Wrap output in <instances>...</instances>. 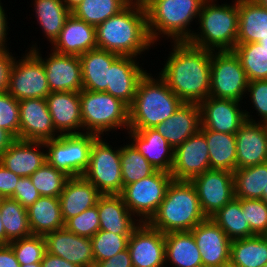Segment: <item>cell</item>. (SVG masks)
<instances>
[{
	"instance_id": "1",
	"label": "cell",
	"mask_w": 267,
	"mask_h": 267,
	"mask_svg": "<svg viewBox=\"0 0 267 267\" xmlns=\"http://www.w3.org/2000/svg\"><path fill=\"white\" fill-rule=\"evenodd\" d=\"M174 52L159 74L184 103L199 104L210 95L212 51L174 42Z\"/></svg>"
},
{
	"instance_id": "2",
	"label": "cell",
	"mask_w": 267,
	"mask_h": 267,
	"mask_svg": "<svg viewBox=\"0 0 267 267\" xmlns=\"http://www.w3.org/2000/svg\"><path fill=\"white\" fill-rule=\"evenodd\" d=\"M97 48L120 56L136 57L151 44L144 5L128 4L96 27Z\"/></svg>"
},
{
	"instance_id": "3",
	"label": "cell",
	"mask_w": 267,
	"mask_h": 267,
	"mask_svg": "<svg viewBox=\"0 0 267 267\" xmlns=\"http://www.w3.org/2000/svg\"><path fill=\"white\" fill-rule=\"evenodd\" d=\"M205 219L193 184L187 180H172L165 198L147 223L166 234L191 231Z\"/></svg>"
},
{
	"instance_id": "4",
	"label": "cell",
	"mask_w": 267,
	"mask_h": 267,
	"mask_svg": "<svg viewBox=\"0 0 267 267\" xmlns=\"http://www.w3.org/2000/svg\"><path fill=\"white\" fill-rule=\"evenodd\" d=\"M157 80L147 72L139 80L134 101L129 107L128 130L154 128L184 103L160 76Z\"/></svg>"
},
{
	"instance_id": "5",
	"label": "cell",
	"mask_w": 267,
	"mask_h": 267,
	"mask_svg": "<svg viewBox=\"0 0 267 267\" xmlns=\"http://www.w3.org/2000/svg\"><path fill=\"white\" fill-rule=\"evenodd\" d=\"M211 2V3H210ZM213 0H205L199 13L200 33H193L189 43L211 51L233 50L238 37V0L230 6L216 5Z\"/></svg>"
},
{
	"instance_id": "6",
	"label": "cell",
	"mask_w": 267,
	"mask_h": 267,
	"mask_svg": "<svg viewBox=\"0 0 267 267\" xmlns=\"http://www.w3.org/2000/svg\"><path fill=\"white\" fill-rule=\"evenodd\" d=\"M204 1L149 0L144 6L152 42H156L160 34L172 38L174 42L189 41L193 33H190L191 30L189 31L187 26L189 27L193 18L199 16Z\"/></svg>"
},
{
	"instance_id": "7",
	"label": "cell",
	"mask_w": 267,
	"mask_h": 267,
	"mask_svg": "<svg viewBox=\"0 0 267 267\" xmlns=\"http://www.w3.org/2000/svg\"><path fill=\"white\" fill-rule=\"evenodd\" d=\"M80 108L83 128L88 134L100 137L112 128H129V107L109 93L82 90Z\"/></svg>"
},
{
	"instance_id": "8",
	"label": "cell",
	"mask_w": 267,
	"mask_h": 267,
	"mask_svg": "<svg viewBox=\"0 0 267 267\" xmlns=\"http://www.w3.org/2000/svg\"><path fill=\"white\" fill-rule=\"evenodd\" d=\"M97 137L88 133L65 134L44 141L48 148L46 161L69 177L82 176L88 168L91 146Z\"/></svg>"
},
{
	"instance_id": "9",
	"label": "cell",
	"mask_w": 267,
	"mask_h": 267,
	"mask_svg": "<svg viewBox=\"0 0 267 267\" xmlns=\"http://www.w3.org/2000/svg\"><path fill=\"white\" fill-rule=\"evenodd\" d=\"M121 147L112 150L111 145L97 137L90 150L89 165L82 175L102 195L120 194L123 190L121 176Z\"/></svg>"
},
{
	"instance_id": "10",
	"label": "cell",
	"mask_w": 267,
	"mask_h": 267,
	"mask_svg": "<svg viewBox=\"0 0 267 267\" xmlns=\"http://www.w3.org/2000/svg\"><path fill=\"white\" fill-rule=\"evenodd\" d=\"M172 180L170 173L157 170L149 177L124 186L119 195L133 215L143 216L139 222H148L165 198Z\"/></svg>"
},
{
	"instance_id": "11",
	"label": "cell",
	"mask_w": 267,
	"mask_h": 267,
	"mask_svg": "<svg viewBox=\"0 0 267 267\" xmlns=\"http://www.w3.org/2000/svg\"><path fill=\"white\" fill-rule=\"evenodd\" d=\"M248 82L241 62L233 50L212 51L209 96L240 102L247 91Z\"/></svg>"
},
{
	"instance_id": "12",
	"label": "cell",
	"mask_w": 267,
	"mask_h": 267,
	"mask_svg": "<svg viewBox=\"0 0 267 267\" xmlns=\"http://www.w3.org/2000/svg\"><path fill=\"white\" fill-rule=\"evenodd\" d=\"M24 59H14L7 92L16 100L44 98L51 93L41 60L30 50Z\"/></svg>"
},
{
	"instance_id": "13",
	"label": "cell",
	"mask_w": 267,
	"mask_h": 267,
	"mask_svg": "<svg viewBox=\"0 0 267 267\" xmlns=\"http://www.w3.org/2000/svg\"><path fill=\"white\" fill-rule=\"evenodd\" d=\"M190 182L196 189L206 218H210L235 198L233 172L209 169L193 177Z\"/></svg>"
},
{
	"instance_id": "14",
	"label": "cell",
	"mask_w": 267,
	"mask_h": 267,
	"mask_svg": "<svg viewBox=\"0 0 267 267\" xmlns=\"http://www.w3.org/2000/svg\"><path fill=\"white\" fill-rule=\"evenodd\" d=\"M42 62L50 92H77L83 90L81 62L79 56L61 54L53 50L48 59L43 60L38 49H30Z\"/></svg>"
},
{
	"instance_id": "15",
	"label": "cell",
	"mask_w": 267,
	"mask_h": 267,
	"mask_svg": "<svg viewBox=\"0 0 267 267\" xmlns=\"http://www.w3.org/2000/svg\"><path fill=\"white\" fill-rule=\"evenodd\" d=\"M133 267H163L165 261V234L140 222L128 241Z\"/></svg>"
},
{
	"instance_id": "16",
	"label": "cell",
	"mask_w": 267,
	"mask_h": 267,
	"mask_svg": "<svg viewBox=\"0 0 267 267\" xmlns=\"http://www.w3.org/2000/svg\"><path fill=\"white\" fill-rule=\"evenodd\" d=\"M209 169L207 141L200 130L174 149V161L170 173L173 180L190 181Z\"/></svg>"
},
{
	"instance_id": "17",
	"label": "cell",
	"mask_w": 267,
	"mask_h": 267,
	"mask_svg": "<svg viewBox=\"0 0 267 267\" xmlns=\"http://www.w3.org/2000/svg\"><path fill=\"white\" fill-rule=\"evenodd\" d=\"M19 117V140L44 142L59 136L44 98L20 100Z\"/></svg>"
},
{
	"instance_id": "18",
	"label": "cell",
	"mask_w": 267,
	"mask_h": 267,
	"mask_svg": "<svg viewBox=\"0 0 267 267\" xmlns=\"http://www.w3.org/2000/svg\"><path fill=\"white\" fill-rule=\"evenodd\" d=\"M191 232L200 250L203 267L230 263L231 240L211 218L197 224Z\"/></svg>"
},
{
	"instance_id": "19",
	"label": "cell",
	"mask_w": 267,
	"mask_h": 267,
	"mask_svg": "<svg viewBox=\"0 0 267 267\" xmlns=\"http://www.w3.org/2000/svg\"><path fill=\"white\" fill-rule=\"evenodd\" d=\"M201 127L220 133L235 134L246 121L239 101L209 96L199 104Z\"/></svg>"
},
{
	"instance_id": "20",
	"label": "cell",
	"mask_w": 267,
	"mask_h": 267,
	"mask_svg": "<svg viewBox=\"0 0 267 267\" xmlns=\"http://www.w3.org/2000/svg\"><path fill=\"white\" fill-rule=\"evenodd\" d=\"M245 112L246 121L235 133L237 169L267 162V135L264 124L250 119Z\"/></svg>"
},
{
	"instance_id": "21",
	"label": "cell",
	"mask_w": 267,
	"mask_h": 267,
	"mask_svg": "<svg viewBox=\"0 0 267 267\" xmlns=\"http://www.w3.org/2000/svg\"><path fill=\"white\" fill-rule=\"evenodd\" d=\"M44 237L49 254L59 256L79 267H94L91 238L76 235L65 227Z\"/></svg>"
},
{
	"instance_id": "22",
	"label": "cell",
	"mask_w": 267,
	"mask_h": 267,
	"mask_svg": "<svg viewBox=\"0 0 267 267\" xmlns=\"http://www.w3.org/2000/svg\"><path fill=\"white\" fill-rule=\"evenodd\" d=\"M131 56H119L109 68L106 93L121 100L128 107L134 101L139 80L146 74Z\"/></svg>"
},
{
	"instance_id": "23",
	"label": "cell",
	"mask_w": 267,
	"mask_h": 267,
	"mask_svg": "<svg viewBox=\"0 0 267 267\" xmlns=\"http://www.w3.org/2000/svg\"><path fill=\"white\" fill-rule=\"evenodd\" d=\"M201 127L200 107L197 103H183L175 113L154 129L177 148L190 136L196 134Z\"/></svg>"
},
{
	"instance_id": "24",
	"label": "cell",
	"mask_w": 267,
	"mask_h": 267,
	"mask_svg": "<svg viewBox=\"0 0 267 267\" xmlns=\"http://www.w3.org/2000/svg\"><path fill=\"white\" fill-rule=\"evenodd\" d=\"M53 44L58 53L80 57L97 49L96 28L71 13Z\"/></svg>"
},
{
	"instance_id": "25",
	"label": "cell",
	"mask_w": 267,
	"mask_h": 267,
	"mask_svg": "<svg viewBox=\"0 0 267 267\" xmlns=\"http://www.w3.org/2000/svg\"><path fill=\"white\" fill-rule=\"evenodd\" d=\"M46 101L55 130H58L60 135L83 134L75 131L81 127L83 129L80 93L51 92Z\"/></svg>"
},
{
	"instance_id": "26",
	"label": "cell",
	"mask_w": 267,
	"mask_h": 267,
	"mask_svg": "<svg viewBox=\"0 0 267 267\" xmlns=\"http://www.w3.org/2000/svg\"><path fill=\"white\" fill-rule=\"evenodd\" d=\"M44 146L42 141L16 139L0 156V162L16 175L30 177L46 162V153L36 149Z\"/></svg>"
},
{
	"instance_id": "27",
	"label": "cell",
	"mask_w": 267,
	"mask_h": 267,
	"mask_svg": "<svg viewBox=\"0 0 267 267\" xmlns=\"http://www.w3.org/2000/svg\"><path fill=\"white\" fill-rule=\"evenodd\" d=\"M102 194L83 176L70 177L59 196L64 222L97 205Z\"/></svg>"
},
{
	"instance_id": "28",
	"label": "cell",
	"mask_w": 267,
	"mask_h": 267,
	"mask_svg": "<svg viewBox=\"0 0 267 267\" xmlns=\"http://www.w3.org/2000/svg\"><path fill=\"white\" fill-rule=\"evenodd\" d=\"M132 145L156 168L171 173L174 161V149L154 128L128 131ZM131 132V133H130ZM170 153V154H169Z\"/></svg>"
},
{
	"instance_id": "29",
	"label": "cell",
	"mask_w": 267,
	"mask_h": 267,
	"mask_svg": "<svg viewBox=\"0 0 267 267\" xmlns=\"http://www.w3.org/2000/svg\"><path fill=\"white\" fill-rule=\"evenodd\" d=\"M98 215L100 220L99 230L115 234H132L138 226L133 220V215L119 194L102 195L98 202Z\"/></svg>"
},
{
	"instance_id": "30",
	"label": "cell",
	"mask_w": 267,
	"mask_h": 267,
	"mask_svg": "<svg viewBox=\"0 0 267 267\" xmlns=\"http://www.w3.org/2000/svg\"><path fill=\"white\" fill-rule=\"evenodd\" d=\"M120 55L101 49L83 53L81 62L83 90L106 92L109 68Z\"/></svg>"
},
{
	"instance_id": "31",
	"label": "cell",
	"mask_w": 267,
	"mask_h": 267,
	"mask_svg": "<svg viewBox=\"0 0 267 267\" xmlns=\"http://www.w3.org/2000/svg\"><path fill=\"white\" fill-rule=\"evenodd\" d=\"M237 44L259 42L267 37V8L256 0H238Z\"/></svg>"
},
{
	"instance_id": "32",
	"label": "cell",
	"mask_w": 267,
	"mask_h": 267,
	"mask_svg": "<svg viewBox=\"0 0 267 267\" xmlns=\"http://www.w3.org/2000/svg\"><path fill=\"white\" fill-rule=\"evenodd\" d=\"M27 213L33 235L45 236L65 227L59 197L40 196L27 208Z\"/></svg>"
},
{
	"instance_id": "33",
	"label": "cell",
	"mask_w": 267,
	"mask_h": 267,
	"mask_svg": "<svg viewBox=\"0 0 267 267\" xmlns=\"http://www.w3.org/2000/svg\"><path fill=\"white\" fill-rule=\"evenodd\" d=\"M199 251L191 231L165 234V261L174 267H203Z\"/></svg>"
},
{
	"instance_id": "34",
	"label": "cell",
	"mask_w": 267,
	"mask_h": 267,
	"mask_svg": "<svg viewBox=\"0 0 267 267\" xmlns=\"http://www.w3.org/2000/svg\"><path fill=\"white\" fill-rule=\"evenodd\" d=\"M205 135L210 169L234 172L237 169L236 136L200 128Z\"/></svg>"
},
{
	"instance_id": "35",
	"label": "cell",
	"mask_w": 267,
	"mask_h": 267,
	"mask_svg": "<svg viewBox=\"0 0 267 267\" xmlns=\"http://www.w3.org/2000/svg\"><path fill=\"white\" fill-rule=\"evenodd\" d=\"M230 263L234 267H262L267 263V236L254 235L231 241Z\"/></svg>"
},
{
	"instance_id": "36",
	"label": "cell",
	"mask_w": 267,
	"mask_h": 267,
	"mask_svg": "<svg viewBox=\"0 0 267 267\" xmlns=\"http://www.w3.org/2000/svg\"><path fill=\"white\" fill-rule=\"evenodd\" d=\"M235 198L262 199L267 191V162L233 172Z\"/></svg>"
},
{
	"instance_id": "37",
	"label": "cell",
	"mask_w": 267,
	"mask_h": 267,
	"mask_svg": "<svg viewBox=\"0 0 267 267\" xmlns=\"http://www.w3.org/2000/svg\"><path fill=\"white\" fill-rule=\"evenodd\" d=\"M0 213L7 245L12 241L32 235L27 208L21 203L12 198H1Z\"/></svg>"
},
{
	"instance_id": "38",
	"label": "cell",
	"mask_w": 267,
	"mask_h": 267,
	"mask_svg": "<svg viewBox=\"0 0 267 267\" xmlns=\"http://www.w3.org/2000/svg\"><path fill=\"white\" fill-rule=\"evenodd\" d=\"M229 237V239H243L254 236L242 211L241 202L234 198L223 208L210 217Z\"/></svg>"
},
{
	"instance_id": "39",
	"label": "cell",
	"mask_w": 267,
	"mask_h": 267,
	"mask_svg": "<svg viewBox=\"0 0 267 267\" xmlns=\"http://www.w3.org/2000/svg\"><path fill=\"white\" fill-rule=\"evenodd\" d=\"M36 18L51 43L59 36L71 12L63 0H35Z\"/></svg>"
},
{
	"instance_id": "40",
	"label": "cell",
	"mask_w": 267,
	"mask_h": 267,
	"mask_svg": "<svg viewBox=\"0 0 267 267\" xmlns=\"http://www.w3.org/2000/svg\"><path fill=\"white\" fill-rule=\"evenodd\" d=\"M248 81L267 80V49L258 42L236 44L233 49Z\"/></svg>"
},
{
	"instance_id": "41",
	"label": "cell",
	"mask_w": 267,
	"mask_h": 267,
	"mask_svg": "<svg viewBox=\"0 0 267 267\" xmlns=\"http://www.w3.org/2000/svg\"><path fill=\"white\" fill-rule=\"evenodd\" d=\"M128 4L126 0H83L71 13L96 27L118 14Z\"/></svg>"
},
{
	"instance_id": "42",
	"label": "cell",
	"mask_w": 267,
	"mask_h": 267,
	"mask_svg": "<svg viewBox=\"0 0 267 267\" xmlns=\"http://www.w3.org/2000/svg\"><path fill=\"white\" fill-rule=\"evenodd\" d=\"M120 161L123 187L157 171L132 144L121 148Z\"/></svg>"
},
{
	"instance_id": "43",
	"label": "cell",
	"mask_w": 267,
	"mask_h": 267,
	"mask_svg": "<svg viewBox=\"0 0 267 267\" xmlns=\"http://www.w3.org/2000/svg\"><path fill=\"white\" fill-rule=\"evenodd\" d=\"M69 178L47 161L30 176L39 194L47 197H59Z\"/></svg>"
},
{
	"instance_id": "44",
	"label": "cell",
	"mask_w": 267,
	"mask_h": 267,
	"mask_svg": "<svg viewBox=\"0 0 267 267\" xmlns=\"http://www.w3.org/2000/svg\"><path fill=\"white\" fill-rule=\"evenodd\" d=\"M130 235L99 230L91 237L95 263L110 259L119 252L127 249Z\"/></svg>"
},
{
	"instance_id": "45",
	"label": "cell",
	"mask_w": 267,
	"mask_h": 267,
	"mask_svg": "<svg viewBox=\"0 0 267 267\" xmlns=\"http://www.w3.org/2000/svg\"><path fill=\"white\" fill-rule=\"evenodd\" d=\"M16 256L20 265L33 264L41 262L46 250V241L44 236L31 235L8 244Z\"/></svg>"
},
{
	"instance_id": "46",
	"label": "cell",
	"mask_w": 267,
	"mask_h": 267,
	"mask_svg": "<svg viewBox=\"0 0 267 267\" xmlns=\"http://www.w3.org/2000/svg\"><path fill=\"white\" fill-rule=\"evenodd\" d=\"M242 211L255 235L267 236V204L262 199H241Z\"/></svg>"
},
{
	"instance_id": "47",
	"label": "cell",
	"mask_w": 267,
	"mask_h": 267,
	"mask_svg": "<svg viewBox=\"0 0 267 267\" xmlns=\"http://www.w3.org/2000/svg\"><path fill=\"white\" fill-rule=\"evenodd\" d=\"M65 228L76 235L91 238L100 228L98 206L83 211L65 222Z\"/></svg>"
},
{
	"instance_id": "48",
	"label": "cell",
	"mask_w": 267,
	"mask_h": 267,
	"mask_svg": "<svg viewBox=\"0 0 267 267\" xmlns=\"http://www.w3.org/2000/svg\"><path fill=\"white\" fill-rule=\"evenodd\" d=\"M19 101L7 91L0 93V128L19 139Z\"/></svg>"
},
{
	"instance_id": "49",
	"label": "cell",
	"mask_w": 267,
	"mask_h": 267,
	"mask_svg": "<svg viewBox=\"0 0 267 267\" xmlns=\"http://www.w3.org/2000/svg\"><path fill=\"white\" fill-rule=\"evenodd\" d=\"M248 92H250L251 101L257 110L258 116L261 115L263 120L261 123L267 121V80L249 81Z\"/></svg>"
},
{
	"instance_id": "50",
	"label": "cell",
	"mask_w": 267,
	"mask_h": 267,
	"mask_svg": "<svg viewBox=\"0 0 267 267\" xmlns=\"http://www.w3.org/2000/svg\"><path fill=\"white\" fill-rule=\"evenodd\" d=\"M41 195L33 185L30 177H20L16 184L12 199L21 203L25 208L32 205Z\"/></svg>"
},
{
	"instance_id": "51",
	"label": "cell",
	"mask_w": 267,
	"mask_h": 267,
	"mask_svg": "<svg viewBox=\"0 0 267 267\" xmlns=\"http://www.w3.org/2000/svg\"><path fill=\"white\" fill-rule=\"evenodd\" d=\"M20 176L16 175L12 171H9L0 162V197L1 198H12L15 192V187L19 181Z\"/></svg>"
},
{
	"instance_id": "52",
	"label": "cell",
	"mask_w": 267,
	"mask_h": 267,
	"mask_svg": "<svg viewBox=\"0 0 267 267\" xmlns=\"http://www.w3.org/2000/svg\"><path fill=\"white\" fill-rule=\"evenodd\" d=\"M14 62V57L8 50L0 51V93L7 91L9 73Z\"/></svg>"
},
{
	"instance_id": "53",
	"label": "cell",
	"mask_w": 267,
	"mask_h": 267,
	"mask_svg": "<svg viewBox=\"0 0 267 267\" xmlns=\"http://www.w3.org/2000/svg\"><path fill=\"white\" fill-rule=\"evenodd\" d=\"M94 267H133L130 252L127 249L119 252L110 259L95 263Z\"/></svg>"
},
{
	"instance_id": "54",
	"label": "cell",
	"mask_w": 267,
	"mask_h": 267,
	"mask_svg": "<svg viewBox=\"0 0 267 267\" xmlns=\"http://www.w3.org/2000/svg\"><path fill=\"white\" fill-rule=\"evenodd\" d=\"M0 267H21L9 245H0Z\"/></svg>"
},
{
	"instance_id": "55",
	"label": "cell",
	"mask_w": 267,
	"mask_h": 267,
	"mask_svg": "<svg viewBox=\"0 0 267 267\" xmlns=\"http://www.w3.org/2000/svg\"><path fill=\"white\" fill-rule=\"evenodd\" d=\"M41 267H79V266L72 264L59 256L49 254L48 252H46L41 261Z\"/></svg>"
},
{
	"instance_id": "56",
	"label": "cell",
	"mask_w": 267,
	"mask_h": 267,
	"mask_svg": "<svg viewBox=\"0 0 267 267\" xmlns=\"http://www.w3.org/2000/svg\"><path fill=\"white\" fill-rule=\"evenodd\" d=\"M5 13H4V10H3V7L1 6V3H0V51H5L7 50L6 47H5V43H6V31L8 29L7 27V19L5 17ZM7 28V29H6Z\"/></svg>"
},
{
	"instance_id": "57",
	"label": "cell",
	"mask_w": 267,
	"mask_h": 267,
	"mask_svg": "<svg viewBox=\"0 0 267 267\" xmlns=\"http://www.w3.org/2000/svg\"><path fill=\"white\" fill-rule=\"evenodd\" d=\"M16 138L7 130L0 128V156L7 150Z\"/></svg>"
},
{
	"instance_id": "58",
	"label": "cell",
	"mask_w": 267,
	"mask_h": 267,
	"mask_svg": "<svg viewBox=\"0 0 267 267\" xmlns=\"http://www.w3.org/2000/svg\"><path fill=\"white\" fill-rule=\"evenodd\" d=\"M63 1L70 12H72L79 4L83 2V0H63Z\"/></svg>"
},
{
	"instance_id": "59",
	"label": "cell",
	"mask_w": 267,
	"mask_h": 267,
	"mask_svg": "<svg viewBox=\"0 0 267 267\" xmlns=\"http://www.w3.org/2000/svg\"><path fill=\"white\" fill-rule=\"evenodd\" d=\"M0 245H7V237L1 221V213H0Z\"/></svg>"
},
{
	"instance_id": "60",
	"label": "cell",
	"mask_w": 267,
	"mask_h": 267,
	"mask_svg": "<svg viewBox=\"0 0 267 267\" xmlns=\"http://www.w3.org/2000/svg\"><path fill=\"white\" fill-rule=\"evenodd\" d=\"M129 4H141L145 5L149 0H126Z\"/></svg>"
},
{
	"instance_id": "61",
	"label": "cell",
	"mask_w": 267,
	"mask_h": 267,
	"mask_svg": "<svg viewBox=\"0 0 267 267\" xmlns=\"http://www.w3.org/2000/svg\"><path fill=\"white\" fill-rule=\"evenodd\" d=\"M21 267H41V262H36V263H33V264L21 265Z\"/></svg>"
},
{
	"instance_id": "62",
	"label": "cell",
	"mask_w": 267,
	"mask_h": 267,
	"mask_svg": "<svg viewBox=\"0 0 267 267\" xmlns=\"http://www.w3.org/2000/svg\"><path fill=\"white\" fill-rule=\"evenodd\" d=\"M258 43H260L262 47L267 49V37L261 39Z\"/></svg>"
},
{
	"instance_id": "63",
	"label": "cell",
	"mask_w": 267,
	"mask_h": 267,
	"mask_svg": "<svg viewBox=\"0 0 267 267\" xmlns=\"http://www.w3.org/2000/svg\"><path fill=\"white\" fill-rule=\"evenodd\" d=\"M260 5L264 6L267 8V0H256Z\"/></svg>"
},
{
	"instance_id": "64",
	"label": "cell",
	"mask_w": 267,
	"mask_h": 267,
	"mask_svg": "<svg viewBox=\"0 0 267 267\" xmlns=\"http://www.w3.org/2000/svg\"><path fill=\"white\" fill-rule=\"evenodd\" d=\"M262 200L267 204V191H263Z\"/></svg>"
},
{
	"instance_id": "65",
	"label": "cell",
	"mask_w": 267,
	"mask_h": 267,
	"mask_svg": "<svg viewBox=\"0 0 267 267\" xmlns=\"http://www.w3.org/2000/svg\"><path fill=\"white\" fill-rule=\"evenodd\" d=\"M219 267H234L231 263H228L226 265H223V266H219Z\"/></svg>"
},
{
	"instance_id": "66",
	"label": "cell",
	"mask_w": 267,
	"mask_h": 267,
	"mask_svg": "<svg viewBox=\"0 0 267 267\" xmlns=\"http://www.w3.org/2000/svg\"><path fill=\"white\" fill-rule=\"evenodd\" d=\"M263 124H264L265 132H266V135H267V121L264 122Z\"/></svg>"
}]
</instances>
